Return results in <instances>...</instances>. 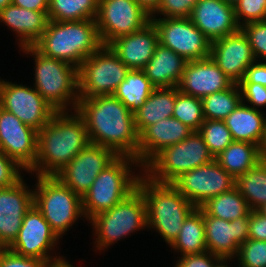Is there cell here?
I'll return each instance as SVG.
<instances>
[{
  "mask_svg": "<svg viewBox=\"0 0 266 267\" xmlns=\"http://www.w3.org/2000/svg\"><path fill=\"white\" fill-rule=\"evenodd\" d=\"M76 112L85 122L90 143L138 161L139 134L134 115L114 95L79 98Z\"/></svg>",
  "mask_w": 266,
  "mask_h": 267,
  "instance_id": "obj_1",
  "label": "cell"
},
{
  "mask_svg": "<svg viewBox=\"0 0 266 267\" xmlns=\"http://www.w3.org/2000/svg\"><path fill=\"white\" fill-rule=\"evenodd\" d=\"M69 112H56L38 131L37 157L28 173L56 176L90 143L83 118L76 110Z\"/></svg>",
  "mask_w": 266,
  "mask_h": 267,
  "instance_id": "obj_2",
  "label": "cell"
},
{
  "mask_svg": "<svg viewBox=\"0 0 266 267\" xmlns=\"http://www.w3.org/2000/svg\"><path fill=\"white\" fill-rule=\"evenodd\" d=\"M33 46L43 55L79 69L83 61L99 50L103 43L95 20H49L46 30Z\"/></svg>",
  "mask_w": 266,
  "mask_h": 267,
  "instance_id": "obj_3",
  "label": "cell"
},
{
  "mask_svg": "<svg viewBox=\"0 0 266 267\" xmlns=\"http://www.w3.org/2000/svg\"><path fill=\"white\" fill-rule=\"evenodd\" d=\"M137 188L147 205V229L153 228L169 246L180 233L182 224L196 208L171 183H159L144 173Z\"/></svg>",
  "mask_w": 266,
  "mask_h": 267,
  "instance_id": "obj_4",
  "label": "cell"
},
{
  "mask_svg": "<svg viewBox=\"0 0 266 267\" xmlns=\"http://www.w3.org/2000/svg\"><path fill=\"white\" fill-rule=\"evenodd\" d=\"M134 164L140 167L141 174L134 175ZM142 170L136 158L117 156L98 174L89 191L82 197L84 218L89 222L94 216L110 210L128 197L137 189Z\"/></svg>",
  "mask_w": 266,
  "mask_h": 267,
  "instance_id": "obj_5",
  "label": "cell"
},
{
  "mask_svg": "<svg viewBox=\"0 0 266 267\" xmlns=\"http://www.w3.org/2000/svg\"><path fill=\"white\" fill-rule=\"evenodd\" d=\"M34 57V88L57 111L76 110L79 101L78 68L40 53L34 46L20 48Z\"/></svg>",
  "mask_w": 266,
  "mask_h": 267,
  "instance_id": "obj_6",
  "label": "cell"
},
{
  "mask_svg": "<svg viewBox=\"0 0 266 267\" xmlns=\"http://www.w3.org/2000/svg\"><path fill=\"white\" fill-rule=\"evenodd\" d=\"M33 204L61 239L83 216L82 198L56 176H36Z\"/></svg>",
  "mask_w": 266,
  "mask_h": 267,
  "instance_id": "obj_7",
  "label": "cell"
},
{
  "mask_svg": "<svg viewBox=\"0 0 266 267\" xmlns=\"http://www.w3.org/2000/svg\"><path fill=\"white\" fill-rule=\"evenodd\" d=\"M215 158L198 131L186 139L163 148L144 167L143 173L153 181L172 183L181 174L208 164Z\"/></svg>",
  "mask_w": 266,
  "mask_h": 267,
  "instance_id": "obj_8",
  "label": "cell"
},
{
  "mask_svg": "<svg viewBox=\"0 0 266 267\" xmlns=\"http://www.w3.org/2000/svg\"><path fill=\"white\" fill-rule=\"evenodd\" d=\"M90 223L93 226L97 251L108 249L139 229L146 230L147 205L142 192L137 188L110 210L94 216Z\"/></svg>",
  "mask_w": 266,
  "mask_h": 267,
  "instance_id": "obj_9",
  "label": "cell"
},
{
  "mask_svg": "<svg viewBox=\"0 0 266 267\" xmlns=\"http://www.w3.org/2000/svg\"><path fill=\"white\" fill-rule=\"evenodd\" d=\"M129 71L113 50L103 45L78 69L79 98L113 95Z\"/></svg>",
  "mask_w": 266,
  "mask_h": 267,
  "instance_id": "obj_10",
  "label": "cell"
},
{
  "mask_svg": "<svg viewBox=\"0 0 266 267\" xmlns=\"http://www.w3.org/2000/svg\"><path fill=\"white\" fill-rule=\"evenodd\" d=\"M159 35V43L179 54L186 61L210 57L211 41L189 17H151Z\"/></svg>",
  "mask_w": 266,
  "mask_h": 267,
  "instance_id": "obj_11",
  "label": "cell"
},
{
  "mask_svg": "<svg viewBox=\"0 0 266 267\" xmlns=\"http://www.w3.org/2000/svg\"><path fill=\"white\" fill-rule=\"evenodd\" d=\"M150 21L151 17L135 0H99L95 22L105 46L121 36L141 30Z\"/></svg>",
  "mask_w": 266,
  "mask_h": 267,
  "instance_id": "obj_12",
  "label": "cell"
},
{
  "mask_svg": "<svg viewBox=\"0 0 266 267\" xmlns=\"http://www.w3.org/2000/svg\"><path fill=\"white\" fill-rule=\"evenodd\" d=\"M195 207L236 187V179L214 159L181 174L171 183Z\"/></svg>",
  "mask_w": 266,
  "mask_h": 267,
  "instance_id": "obj_13",
  "label": "cell"
},
{
  "mask_svg": "<svg viewBox=\"0 0 266 267\" xmlns=\"http://www.w3.org/2000/svg\"><path fill=\"white\" fill-rule=\"evenodd\" d=\"M0 107L40 131L57 112L34 88L0 79Z\"/></svg>",
  "mask_w": 266,
  "mask_h": 267,
  "instance_id": "obj_14",
  "label": "cell"
},
{
  "mask_svg": "<svg viewBox=\"0 0 266 267\" xmlns=\"http://www.w3.org/2000/svg\"><path fill=\"white\" fill-rule=\"evenodd\" d=\"M59 239L33 204L25 214L19 233L8 249L20 256L38 258L52 264L64 258L50 255Z\"/></svg>",
  "mask_w": 266,
  "mask_h": 267,
  "instance_id": "obj_15",
  "label": "cell"
},
{
  "mask_svg": "<svg viewBox=\"0 0 266 267\" xmlns=\"http://www.w3.org/2000/svg\"><path fill=\"white\" fill-rule=\"evenodd\" d=\"M116 157L111 149L89 143L56 177L82 198L98 174Z\"/></svg>",
  "mask_w": 266,
  "mask_h": 267,
  "instance_id": "obj_16",
  "label": "cell"
},
{
  "mask_svg": "<svg viewBox=\"0 0 266 267\" xmlns=\"http://www.w3.org/2000/svg\"><path fill=\"white\" fill-rule=\"evenodd\" d=\"M37 142L38 131L0 107V150L27 172L35 164Z\"/></svg>",
  "mask_w": 266,
  "mask_h": 267,
  "instance_id": "obj_17",
  "label": "cell"
},
{
  "mask_svg": "<svg viewBox=\"0 0 266 267\" xmlns=\"http://www.w3.org/2000/svg\"><path fill=\"white\" fill-rule=\"evenodd\" d=\"M23 178L10 187L0 188V248H8L16 239L23 218L33 206V190Z\"/></svg>",
  "mask_w": 266,
  "mask_h": 267,
  "instance_id": "obj_18",
  "label": "cell"
},
{
  "mask_svg": "<svg viewBox=\"0 0 266 267\" xmlns=\"http://www.w3.org/2000/svg\"><path fill=\"white\" fill-rule=\"evenodd\" d=\"M210 57L237 84L244 78L246 69L256 61L250 43L241 29L213 41Z\"/></svg>",
  "mask_w": 266,
  "mask_h": 267,
  "instance_id": "obj_19",
  "label": "cell"
},
{
  "mask_svg": "<svg viewBox=\"0 0 266 267\" xmlns=\"http://www.w3.org/2000/svg\"><path fill=\"white\" fill-rule=\"evenodd\" d=\"M204 223L207 251L220 258L234 260L239 246L249 239V217L227 221L204 216Z\"/></svg>",
  "mask_w": 266,
  "mask_h": 267,
  "instance_id": "obj_20",
  "label": "cell"
},
{
  "mask_svg": "<svg viewBox=\"0 0 266 267\" xmlns=\"http://www.w3.org/2000/svg\"><path fill=\"white\" fill-rule=\"evenodd\" d=\"M233 81L216 65L211 57L187 61L178 84L184 94L202 99L212 93L226 90Z\"/></svg>",
  "mask_w": 266,
  "mask_h": 267,
  "instance_id": "obj_21",
  "label": "cell"
},
{
  "mask_svg": "<svg viewBox=\"0 0 266 267\" xmlns=\"http://www.w3.org/2000/svg\"><path fill=\"white\" fill-rule=\"evenodd\" d=\"M189 18L211 43L240 29L234 6L223 0H197Z\"/></svg>",
  "mask_w": 266,
  "mask_h": 267,
  "instance_id": "obj_22",
  "label": "cell"
},
{
  "mask_svg": "<svg viewBox=\"0 0 266 267\" xmlns=\"http://www.w3.org/2000/svg\"><path fill=\"white\" fill-rule=\"evenodd\" d=\"M159 44L157 28L150 21L141 30L113 40L108 46L130 70H142Z\"/></svg>",
  "mask_w": 266,
  "mask_h": 267,
  "instance_id": "obj_23",
  "label": "cell"
},
{
  "mask_svg": "<svg viewBox=\"0 0 266 267\" xmlns=\"http://www.w3.org/2000/svg\"><path fill=\"white\" fill-rule=\"evenodd\" d=\"M192 132L174 117L157 121L139 135L138 162L144 167L163 148L183 141Z\"/></svg>",
  "mask_w": 266,
  "mask_h": 267,
  "instance_id": "obj_24",
  "label": "cell"
},
{
  "mask_svg": "<svg viewBox=\"0 0 266 267\" xmlns=\"http://www.w3.org/2000/svg\"><path fill=\"white\" fill-rule=\"evenodd\" d=\"M48 12L27 10L13 4L0 11V22L18 36L19 48L33 46L46 30Z\"/></svg>",
  "mask_w": 266,
  "mask_h": 267,
  "instance_id": "obj_25",
  "label": "cell"
},
{
  "mask_svg": "<svg viewBox=\"0 0 266 267\" xmlns=\"http://www.w3.org/2000/svg\"><path fill=\"white\" fill-rule=\"evenodd\" d=\"M186 63L179 54L159 43L142 71L155 88L178 87Z\"/></svg>",
  "mask_w": 266,
  "mask_h": 267,
  "instance_id": "obj_26",
  "label": "cell"
},
{
  "mask_svg": "<svg viewBox=\"0 0 266 267\" xmlns=\"http://www.w3.org/2000/svg\"><path fill=\"white\" fill-rule=\"evenodd\" d=\"M240 103L223 121L234 141L259 145L263 150L265 136V114Z\"/></svg>",
  "mask_w": 266,
  "mask_h": 267,
  "instance_id": "obj_27",
  "label": "cell"
},
{
  "mask_svg": "<svg viewBox=\"0 0 266 267\" xmlns=\"http://www.w3.org/2000/svg\"><path fill=\"white\" fill-rule=\"evenodd\" d=\"M178 87L155 88L140 109L135 112L134 123L140 135L148 126L165 118H171L174 111Z\"/></svg>",
  "mask_w": 266,
  "mask_h": 267,
  "instance_id": "obj_28",
  "label": "cell"
},
{
  "mask_svg": "<svg viewBox=\"0 0 266 267\" xmlns=\"http://www.w3.org/2000/svg\"><path fill=\"white\" fill-rule=\"evenodd\" d=\"M266 154L259 145L233 141L215 160L235 179L255 167Z\"/></svg>",
  "mask_w": 266,
  "mask_h": 267,
  "instance_id": "obj_29",
  "label": "cell"
},
{
  "mask_svg": "<svg viewBox=\"0 0 266 267\" xmlns=\"http://www.w3.org/2000/svg\"><path fill=\"white\" fill-rule=\"evenodd\" d=\"M181 256L207 252L203 211L196 207L182 224L180 233L170 245Z\"/></svg>",
  "mask_w": 266,
  "mask_h": 267,
  "instance_id": "obj_30",
  "label": "cell"
},
{
  "mask_svg": "<svg viewBox=\"0 0 266 267\" xmlns=\"http://www.w3.org/2000/svg\"><path fill=\"white\" fill-rule=\"evenodd\" d=\"M199 208L203 211V216H213L227 221L249 217L252 212L237 187L208 199Z\"/></svg>",
  "mask_w": 266,
  "mask_h": 267,
  "instance_id": "obj_31",
  "label": "cell"
},
{
  "mask_svg": "<svg viewBox=\"0 0 266 267\" xmlns=\"http://www.w3.org/2000/svg\"><path fill=\"white\" fill-rule=\"evenodd\" d=\"M154 89L142 70H130L113 95L134 114Z\"/></svg>",
  "mask_w": 266,
  "mask_h": 267,
  "instance_id": "obj_32",
  "label": "cell"
},
{
  "mask_svg": "<svg viewBox=\"0 0 266 267\" xmlns=\"http://www.w3.org/2000/svg\"><path fill=\"white\" fill-rule=\"evenodd\" d=\"M236 187L252 211L266 204V157L236 179Z\"/></svg>",
  "mask_w": 266,
  "mask_h": 267,
  "instance_id": "obj_33",
  "label": "cell"
},
{
  "mask_svg": "<svg viewBox=\"0 0 266 267\" xmlns=\"http://www.w3.org/2000/svg\"><path fill=\"white\" fill-rule=\"evenodd\" d=\"M99 0H49L48 19L52 21L95 20Z\"/></svg>",
  "mask_w": 266,
  "mask_h": 267,
  "instance_id": "obj_34",
  "label": "cell"
},
{
  "mask_svg": "<svg viewBox=\"0 0 266 267\" xmlns=\"http://www.w3.org/2000/svg\"><path fill=\"white\" fill-rule=\"evenodd\" d=\"M204 119L224 120L242 102L237 83L230 88L212 93L201 99Z\"/></svg>",
  "mask_w": 266,
  "mask_h": 267,
  "instance_id": "obj_35",
  "label": "cell"
},
{
  "mask_svg": "<svg viewBox=\"0 0 266 267\" xmlns=\"http://www.w3.org/2000/svg\"><path fill=\"white\" fill-rule=\"evenodd\" d=\"M172 117L181 121L192 131H198L205 120L201 99L177 90Z\"/></svg>",
  "mask_w": 266,
  "mask_h": 267,
  "instance_id": "obj_36",
  "label": "cell"
},
{
  "mask_svg": "<svg viewBox=\"0 0 266 267\" xmlns=\"http://www.w3.org/2000/svg\"><path fill=\"white\" fill-rule=\"evenodd\" d=\"M198 132L214 158L234 141L223 120L205 119Z\"/></svg>",
  "mask_w": 266,
  "mask_h": 267,
  "instance_id": "obj_37",
  "label": "cell"
},
{
  "mask_svg": "<svg viewBox=\"0 0 266 267\" xmlns=\"http://www.w3.org/2000/svg\"><path fill=\"white\" fill-rule=\"evenodd\" d=\"M239 267H266V241L248 239L239 246Z\"/></svg>",
  "mask_w": 266,
  "mask_h": 267,
  "instance_id": "obj_38",
  "label": "cell"
},
{
  "mask_svg": "<svg viewBox=\"0 0 266 267\" xmlns=\"http://www.w3.org/2000/svg\"><path fill=\"white\" fill-rule=\"evenodd\" d=\"M234 11L240 27L249 22L264 21L266 20V0H239L234 6Z\"/></svg>",
  "mask_w": 266,
  "mask_h": 267,
  "instance_id": "obj_39",
  "label": "cell"
},
{
  "mask_svg": "<svg viewBox=\"0 0 266 267\" xmlns=\"http://www.w3.org/2000/svg\"><path fill=\"white\" fill-rule=\"evenodd\" d=\"M240 29L246 35L256 60L266 61V20L246 23Z\"/></svg>",
  "mask_w": 266,
  "mask_h": 267,
  "instance_id": "obj_40",
  "label": "cell"
},
{
  "mask_svg": "<svg viewBox=\"0 0 266 267\" xmlns=\"http://www.w3.org/2000/svg\"><path fill=\"white\" fill-rule=\"evenodd\" d=\"M22 168L15 160L0 150V188L10 187L20 181Z\"/></svg>",
  "mask_w": 266,
  "mask_h": 267,
  "instance_id": "obj_41",
  "label": "cell"
},
{
  "mask_svg": "<svg viewBox=\"0 0 266 267\" xmlns=\"http://www.w3.org/2000/svg\"><path fill=\"white\" fill-rule=\"evenodd\" d=\"M241 90L242 103L259 109L260 107L266 106V87L258 83H239ZM249 103V105H248Z\"/></svg>",
  "mask_w": 266,
  "mask_h": 267,
  "instance_id": "obj_42",
  "label": "cell"
},
{
  "mask_svg": "<svg viewBox=\"0 0 266 267\" xmlns=\"http://www.w3.org/2000/svg\"><path fill=\"white\" fill-rule=\"evenodd\" d=\"M49 264L38 258L20 256L8 248H0V267H48Z\"/></svg>",
  "mask_w": 266,
  "mask_h": 267,
  "instance_id": "obj_43",
  "label": "cell"
},
{
  "mask_svg": "<svg viewBox=\"0 0 266 267\" xmlns=\"http://www.w3.org/2000/svg\"><path fill=\"white\" fill-rule=\"evenodd\" d=\"M197 0H163L157 12L163 17H190L191 8Z\"/></svg>",
  "mask_w": 266,
  "mask_h": 267,
  "instance_id": "obj_44",
  "label": "cell"
},
{
  "mask_svg": "<svg viewBox=\"0 0 266 267\" xmlns=\"http://www.w3.org/2000/svg\"><path fill=\"white\" fill-rule=\"evenodd\" d=\"M219 259L220 257L207 251L197 255L181 256L175 267H214Z\"/></svg>",
  "mask_w": 266,
  "mask_h": 267,
  "instance_id": "obj_45",
  "label": "cell"
},
{
  "mask_svg": "<svg viewBox=\"0 0 266 267\" xmlns=\"http://www.w3.org/2000/svg\"><path fill=\"white\" fill-rule=\"evenodd\" d=\"M249 239L266 241V217L258 210L249 215Z\"/></svg>",
  "mask_w": 266,
  "mask_h": 267,
  "instance_id": "obj_46",
  "label": "cell"
},
{
  "mask_svg": "<svg viewBox=\"0 0 266 267\" xmlns=\"http://www.w3.org/2000/svg\"><path fill=\"white\" fill-rule=\"evenodd\" d=\"M239 83H258L266 87V61L256 60L247 69L244 78Z\"/></svg>",
  "mask_w": 266,
  "mask_h": 267,
  "instance_id": "obj_47",
  "label": "cell"
},
{
  "mask_svg": "<svg viewBox=\"0 0 266 267\" xmlns=\"http://www.w3.org/2000/svg\"><path fill=\"white\" fill-rule=\"evenodd\" d=\"M12 4L27 10L48 12L49 0H12Z\"/></svg>",
  "mask_w": 266,
  "mask_h": 267,
  "instance_id": "obj_48",
  "label": "cell"
},
{
  "mask_svg": "<svg viewBox=\"0 0 266 267\" xmlns=\"http://www.w3.org/2000/svg\"><path fill=\"white\" fill-rule=\"evenodd\" d=\"M143 11L150 17L156 16L163 0H135Z\"/></svg>",
  "mask_w": 266,
  "mask_h": 267,
  "instance_id": "obj_49",
  "label": "cell"
},
{
  "mask_svg": "<svg viewBox=\"0 0 266 267\" xmlns=\"http://www.w3.org/2000/svg\"><path fill=\"white\" fill-rule=\"evenodd\" d=\"M48 267H74L65 258L61 261L49 264Z\"/></svg>",
  "mask_w": 266,
  "mask_h": 267,
  "instance_id": "obj_50",
  "label": "cell"
},
{
  "mask_svg": "<svg viewBox=\"0 0 266 267\" xmlns=\"http://www.w3.org/2000/svg\"><path fill=\"white\" fill-rule=\"evenodd\" d=\"M228 260L229 261H233L231 260V258H220L214 267H229V265L227 264L228 263Z\"/></svg>",
  "mask_w": 266,
  "mask_h": 267,
  "instance_id": "obj_51",
  "label": "cell"
},
{
  "mask_svg": "<svg viewBox=\"0 0 266 267\" xmlns=\"http://www.w3.org/2000/svg\"><path fill=\"white\" fill-rule=\"evenodd\" d=\"M12 4V0H0V11Z\"/></svg>",
  "mask_w": 266,
  "mask_h": 267,
  "instance_id": "obj_52",
  "label": "cell"
},
{
  "mask_svg": "<svg viewBox=\"0 0 266 267\" xmlns=\"http://www.w3.org/2000/svg\"><path fill=\"white\" fill-rule=\"evenodd\" d=\"M263 151L266 154V116H265V136L263 141Z\"/></svg>",
  "mask_w": 266,
  "mask_h": 267,
  "instance_id": "obj_53",
  "label": "cell"
},
{
  "mask_svg": "<svg viewBox=\"0 0 266 267\" xmlns=\"http://www.w3.org/2000/svg\"><path fill=\"white\" fill-rule=\"evenodd\" d=\"M258 211L266 217V204H264L262 207L258 209Z\"/></svg>",
  "mask_w": 266,
  "mask_h": 267,
  "instance_id": "obj_54",
  "label": "cell"
},
{
  "mask_svg": "<svg viewBox=\"0 0 266 267\" xmlns=\"http://www.w3.org/2000/svg\"><path fill=\"white\" fill-rule=\"evenodd\" d=\"M224 2L230 4V5H233L235 6V4L239 1V0H223Z\"/></svg>",
  "mask_w": 266,
  "mask_h": 267,
  "instance_id": "obj_55",
  "label": "cell"
}]
</instances>
